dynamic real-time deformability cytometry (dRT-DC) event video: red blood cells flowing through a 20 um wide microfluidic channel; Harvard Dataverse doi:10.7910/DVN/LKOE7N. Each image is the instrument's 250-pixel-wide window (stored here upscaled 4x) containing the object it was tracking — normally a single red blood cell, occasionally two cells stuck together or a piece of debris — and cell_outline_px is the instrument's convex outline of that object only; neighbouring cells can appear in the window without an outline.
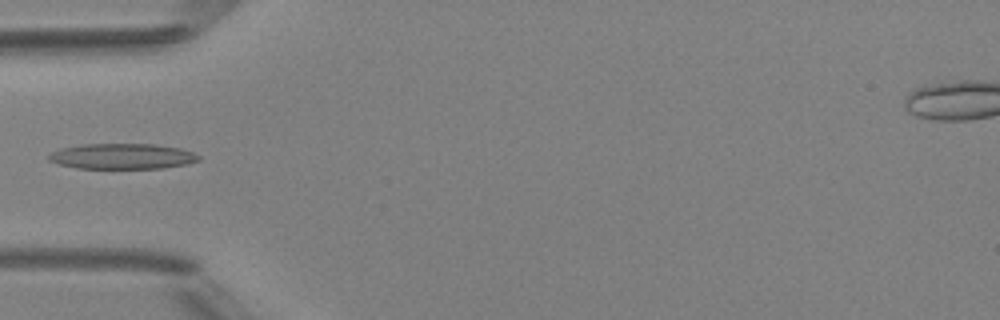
{"species": "Egyptian fruit bat (a non-hibernating species)", "species_latin": "Rousettus aegyptiacus", "temperature_condition": "room temperature", "stored_images_in_passage": 5, "camera_frame_rate_fps": 3000, "um_per_image_px": 0.085, "animal": {"sex": "female"}, "frame": {"image": 1, "passage_image": 4, "time_ms": 3.333, "image_size_px": [1000, 320], "cell_outline_px": [[200, 160], [184, 164], [164, 168], [76, 168], [60, 164], [48, 160], [48, 156], [52, 152], [60, 148], [84, 144], [152, 144], [180, 148], [192, 152], [200, 156]], "centroid_in_image_um": [10.38, 13.28], "position_along_channel_um": 74.6, "area_um2": 22.14}}
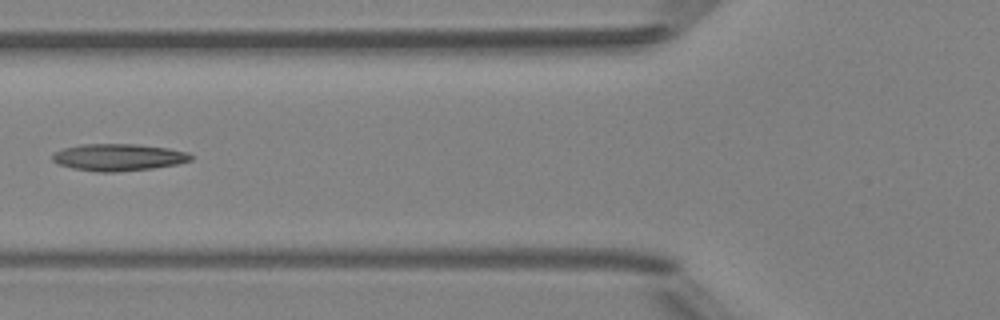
{"frame": {"image": 2, "passage_image": 5, "time_ms": 4.333, "image_size_px": [1000, 320], "cell_outline_px": [[192, 160], [176, 164], [152, 168], [116, 172], [100, 172], [72, 168], [56, 164], [52, 160], [52, 156], [56, 152], [64, 148], [80, 144], [136, 144], [168, 148], [188, 152], [192, 156]], "centroid_in_image_um": [10.05, 13.37], "position_along_channel_um": 115.7, "area_um2": 21.73}}